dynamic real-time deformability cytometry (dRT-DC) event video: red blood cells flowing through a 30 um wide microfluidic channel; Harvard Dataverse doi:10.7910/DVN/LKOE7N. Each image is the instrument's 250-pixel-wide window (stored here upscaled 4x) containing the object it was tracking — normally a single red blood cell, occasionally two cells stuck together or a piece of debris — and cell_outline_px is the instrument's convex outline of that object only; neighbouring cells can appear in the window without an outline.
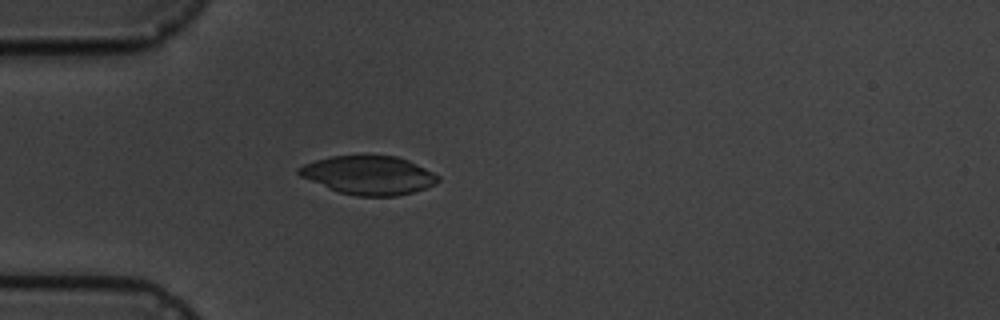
{"species": "common noctule bat (a hibernating species)", "species_latin": "Nyctalus noctula", "temperature_condition": "cold", "stored_images_in_passage": 5, "camera_frame_rate_fps": 3000, "um_per_image_px": 0.085, "animal": {"sex": "male", "body_mass_g": 19.5, "forearm_length_mm": 54.6}, "frame": {"image": 1, "passage_image": 5, "time_ms": 4.333, "image_size_px": [1000, 320], "cell_outline_px": [[440, 180], [436, 184], [412, 192], [396, 196], [356, 196], [340, 192], [328, 188], [300, 176], [296, 172], [296, 168], [304, 164], [316, 160], [332, 156], [396, 156], [408, 160], [440, 176]], "centroid_in_image_um": [31.33, 14.89], "position_along_channel_um": 53.7, "area_um2": 31.1}}